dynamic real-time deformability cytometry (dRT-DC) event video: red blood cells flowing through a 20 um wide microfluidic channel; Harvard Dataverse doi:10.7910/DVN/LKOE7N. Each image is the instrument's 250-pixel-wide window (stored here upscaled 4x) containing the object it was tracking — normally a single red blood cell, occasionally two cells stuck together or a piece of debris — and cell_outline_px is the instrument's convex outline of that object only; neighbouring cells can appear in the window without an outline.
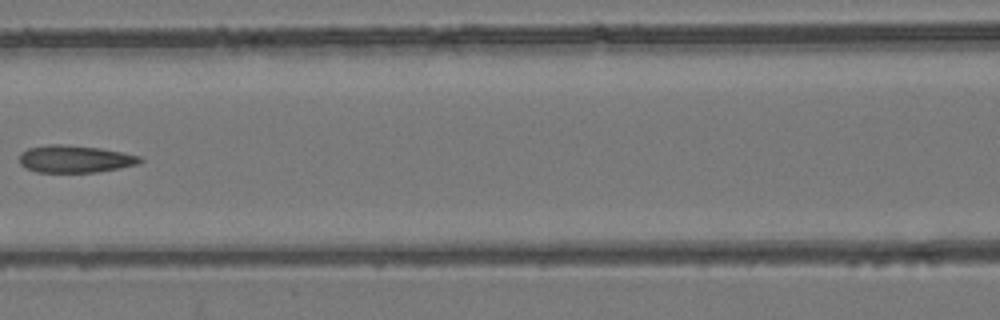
{"species": "common noctule bat (a hibernating species)", "species_latin": "Nyctalus noctula", "temperature_condition": "room temperature", "stored_images_in_passage": 4, "camera_frame_rate_fps": 3000, "um_per_image_px": 0.085, "animal": {"sex": "female", "body_mass_g": 24.6, "forearm_length_mm": 56.2}, "frame": {"image": 1, "passage_image": 3, "time_ms": 0.667, "image_size_px": [1000, 320], "cell_outline_px": [[144, 160], [136, 164], [96, 172], [36, 172], [20, 164], [20, 152], [28, 148], [48, 144], [64, 144], [100, 148], [140, 156]], "centroid_in_image_um": [6.33, 13.5], "position_along_channel_um": 160.3, "area_um2": 19.02}}
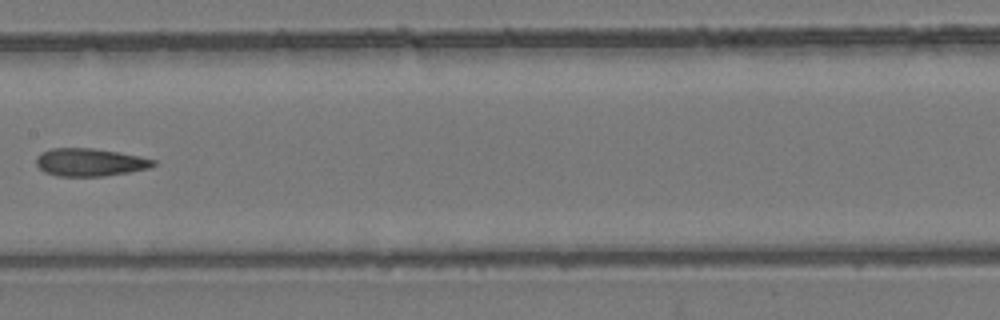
{"frame": {"image": 2, "passage_image": 4, "time_ms": 1.0, "image_size_px": [1000, 320], "cell_outline_px": [[156, 164], [148, 168], [128, 172], [104, 176], [56, 176], [44, 172], [36, 164], [36, 156], [40, 152], [52, 148], [92, 148], [116, 152], [156, 160]], "centroid_in_image_um": [7.58, 13.79], "position_along_channel_um": 199.8, "area_um2": 18.84}}